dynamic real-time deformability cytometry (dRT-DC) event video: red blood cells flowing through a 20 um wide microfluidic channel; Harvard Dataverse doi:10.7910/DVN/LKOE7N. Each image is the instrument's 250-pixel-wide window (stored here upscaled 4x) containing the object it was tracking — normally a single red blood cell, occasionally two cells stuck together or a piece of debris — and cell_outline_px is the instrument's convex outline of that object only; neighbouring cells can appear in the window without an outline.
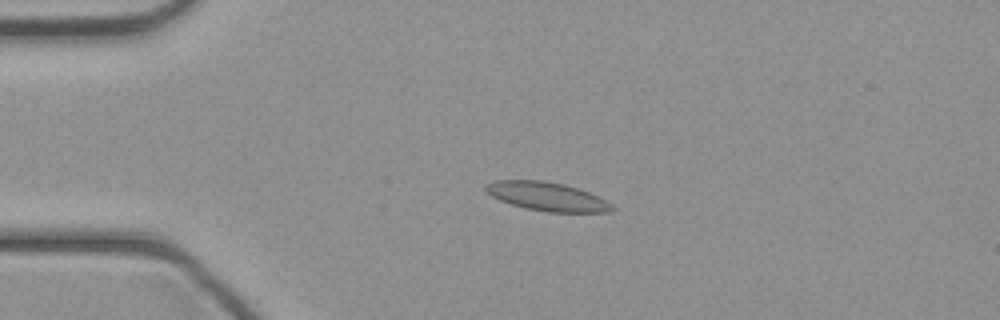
{"species": "common noctule bat (a hibernating species)", "species_latin": "Nyctalus noctula", "temperature_condition": "cold", "stored_images_in_passage": 36, "camera_frame_rate_fps": 3000, "um_per_image_px": 0.085, "animal": {"sex": "female", "body_mass_g": 21.9}, "frame": {"image": 1, "passage_image": 2, "time_ms": 0.333, "image_size_px": [1000, 320], "cell_outline_px": [[616, 208], [608, 212], [548, 212], [528, 208], [512, 204], [500, 200], [492, 196], [484, 188], [484, 184], [496, 180], [544, 180], [564, 184], [588, 192], [612, 204]], "centroid_in_image_um": [46.48, 16.69], "position_along_channel_um": 38.5, "area_um2": 20.87}}
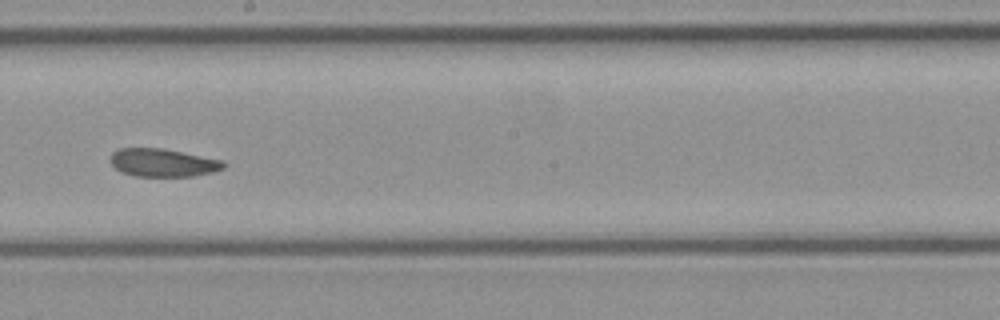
{"frame": {"image": 2, "passage_image": 17, "time_ms": 5.333, "image_size_px": [1000, 320], "cell_outline_px": [[228, 164], [224, 168], [212, 172], [192, 176], [136, 176], [120, 172], [108, 160], [112, 152], [120, 148], [164, 148], [224, 160]], "centroid_in_image_um": [13.85, 13.82], "position_along_channel_um": 234.3, "area_um2": 18.73}}
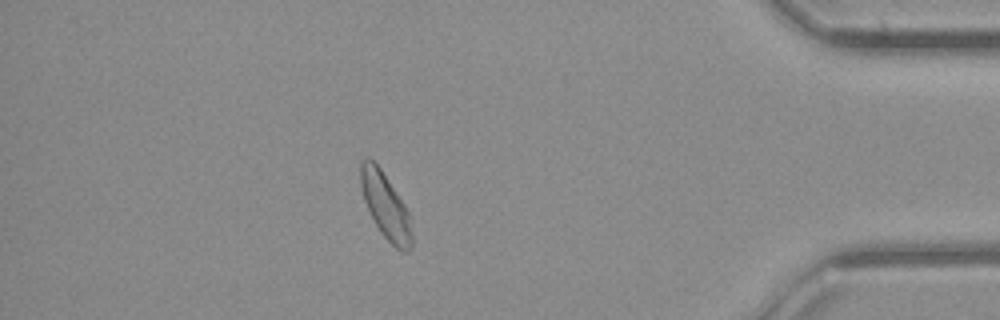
{"frame": {"image": 3, "passage_image": 31, "time_ms": 10.0, "image_size_px": [1000, 320], "cell_outline_px": [[412, 244], [408, 252], [404, 252], [396, 248], [380, 232], [364, 200], [360, 184], [360, 160], [364, 156], [368, 156], [380, 168], [404, 204], [408, 212], [412, 236]], "centroid_in_image_um": [32.75, 17.47], "position_along_channel_um": 402.5, "area_um2": 19.31}}